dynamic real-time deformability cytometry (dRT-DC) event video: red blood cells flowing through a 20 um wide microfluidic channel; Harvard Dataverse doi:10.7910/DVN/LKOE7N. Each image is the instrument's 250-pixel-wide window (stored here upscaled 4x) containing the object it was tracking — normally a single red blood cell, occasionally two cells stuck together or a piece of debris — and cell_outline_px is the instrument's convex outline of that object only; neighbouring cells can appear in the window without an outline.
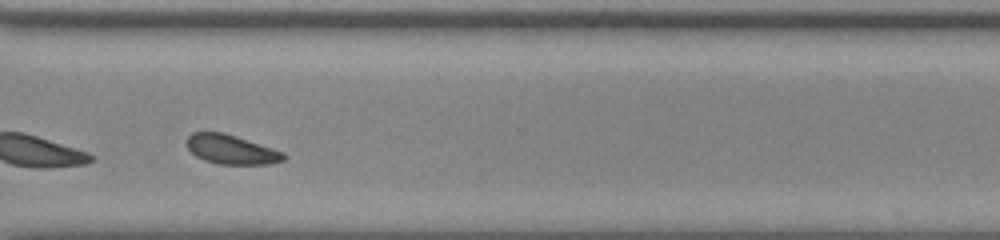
{"species": "common noctule bat (a hibernating species)", "species_latin": "Nyctalus noctula", "temperature_condition": "room temperature", "stored_images_in_passage": 32, "camera_frame_rate_fps": 3000, "um_per_image_px": 0.085, "animal": {"sex": "male", "body_mass_g": 20.0, "forearm_length_mm": 53.3}, "frame": {"image": 1, "passage_image": 28, "time_ms": 9.0, "image_size_px": [1000, 240], "cell_outline_px": [[288, 156], [284, 160], [272, 164], [220, 164], [204, 160], [196, 156], [188, 148], [188, 136], [192, 132], [220, 132], [236, 136], [284, 152]], "centroid_in_image_um": [19.7, 12.71], "position_along_channel_um": 350.9, "area_um2": 16.42}, "authors_computed_cell_mechanics": {"area_um2": 16.3863, "velocity_mm_per_s": 3.7956, "shape_relaxation_time_tau1_ms": 3.7078, "shape_relaxation_time_tau2_ms": 6.8453, "deformation_change_tau1": 0.1022, "deformation_change_tau2": 0.109}}